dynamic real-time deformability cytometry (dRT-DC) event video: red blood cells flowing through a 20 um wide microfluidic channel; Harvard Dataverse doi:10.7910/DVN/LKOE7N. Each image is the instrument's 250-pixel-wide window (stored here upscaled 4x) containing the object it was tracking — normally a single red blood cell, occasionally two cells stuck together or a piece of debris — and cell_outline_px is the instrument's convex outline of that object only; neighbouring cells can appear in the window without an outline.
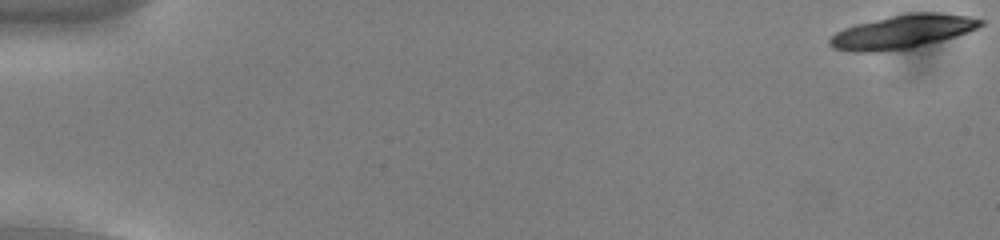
{"species": "common noctule bat (a hibernating species)", "species_latin": "Nyctalus noctula", "temperature_condition": "cold", "stored_images_in_passage": 20, "camera_frame_rate_fps": 3000, "um_per_image_px": 0.085, "animal": {"sex": "male", "body_mass_g": 13.0, "forearm_length_mm": 53.1}, "frame": {"image": 1, "passage_image": 1, "time_ms": 0.0, "image_size_px": [1000, 240], "cell_outline_px": [[984, 24], [968, 32], [956, 36], [912, 48], [876, 52], [848, 52], [832, 48], [828, 44], [828, 40], [836, 32], [844, 28], [856, 24], [892, 16], [912, 12], [940, 12], [968, 16], [984, 20]], "centroid_in_image_um": [76.7, 2.7], "position_along_channel_um": 8.3, "area_um2": 29.54}}